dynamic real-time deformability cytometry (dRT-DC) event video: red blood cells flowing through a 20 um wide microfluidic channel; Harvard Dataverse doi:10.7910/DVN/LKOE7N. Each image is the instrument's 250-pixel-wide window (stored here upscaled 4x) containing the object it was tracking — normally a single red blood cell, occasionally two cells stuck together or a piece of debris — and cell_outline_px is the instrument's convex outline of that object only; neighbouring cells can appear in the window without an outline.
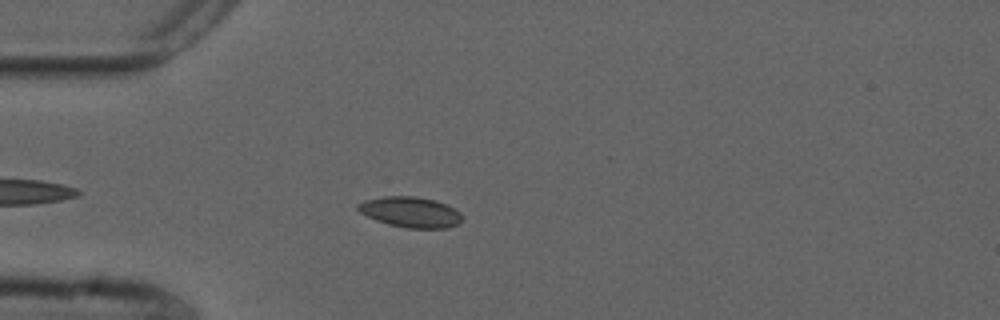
{"species": "common noctule bat (a hibernating species)", "species_latin": "Nyctalus noctula", "temperature_condition": "cold", "stored_images_in_passage": 39, "camera_frame_rate_fps": 3000, "um_per_image_px": 0.085, "animal": {"sex": "male", "forearm_length_mm": 52.5}, "frame": {"image": 1, "passage_image": 6, "time_ms": 1.667, "image_size_px": [1000, 320], "cell_outline_px": [[460, 220], [456, 224], [448, 228], [408, 228], [388, 224], [376, 220], [360, 212], [356, 208], [356, 204], [364, 200], [384, 196], [416, 196], [436, 200], [448, 204], [460, 212]], "centroid_in_image_um": [34.87, 18.01], "position_along_channel_um": 50.1, "area_um2": 18.55}}
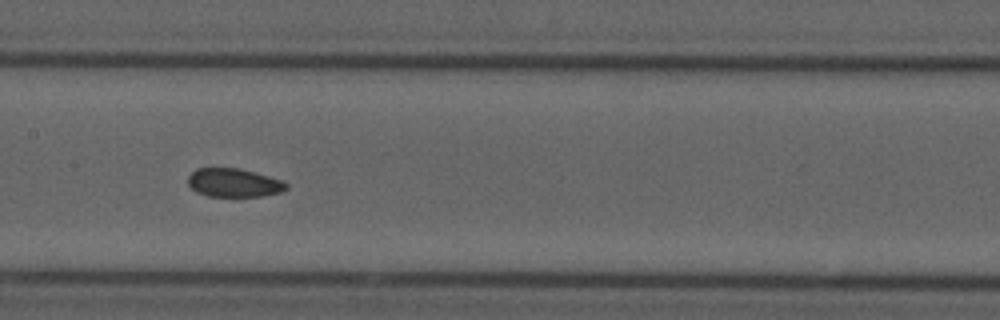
{"frame": {"image": 2, "passage_image": 18, "time_ms": 5.667, "image_size_px": [1000, 320], "cell_outline_px": [[288, 188], [280, 192], [260, 196], [208, 196], [196, 192], [188, 184], [188, 176], [196, 168], [240, 168], [268, 176], [280, 180], [288, 184]], "centroid_in_image_um": [19.85, 15.53], "position_along_channel_um": 187.6, "area_um2": 16.24}}
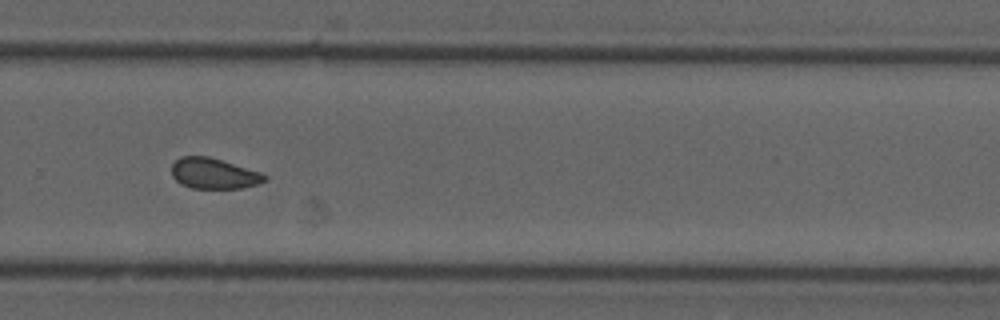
{"frame": {"image": 3, "passage_image": 28, "time_ms": 9.0, "image_size_px": [1000, 320], "cell_outline_px": [[268, 180], [260, 184], [240, 188], [192, 188], [180, 184], [172, 176], [172, 164], [180, 156], [208, 156], [260, 172], [268, 176]], "centroid_in_image_um": [18.18, 14.75], "position_along_channel_um": 311.6, "area_um2": 16.65}, "authors_computed_cell_mechanics": {"area_um2": 17.2822, "velocity_mm_per_s": 3.7441, "shape_relaxation_time_tau1_ms": null, "shape_relaxation_time_tau2_ms": 2.5149, "deformation_change_tau1": null, "deformation_change_tau2": 0.0791}}